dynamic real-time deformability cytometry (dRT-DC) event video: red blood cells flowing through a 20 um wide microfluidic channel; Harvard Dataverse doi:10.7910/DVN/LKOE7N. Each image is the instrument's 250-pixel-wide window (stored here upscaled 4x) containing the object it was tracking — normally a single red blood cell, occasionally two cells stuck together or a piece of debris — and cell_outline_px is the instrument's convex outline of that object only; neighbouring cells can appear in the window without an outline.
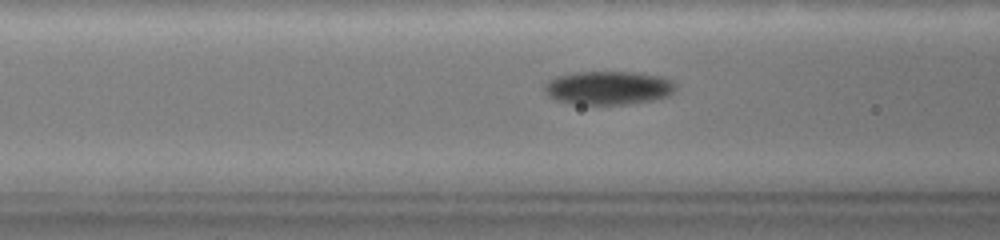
{"species": "common noctule bat (a hibernating species)", "species_latin": "Nyctalus noctula", "temperature_condition": "warm", "stored_images_in_passage": 53, "camera_frame_rate_fps": 3000, "um_per_image_px": 0.085, "animal": {"sex": "female", "body_mass_g": 19.0, "forearm_length_mm": 51.5}, "frame": {"image": 1, "passage_image": 9, "time_ms": 2.667, "image_size_px": [1000, 240], "cell_outline_px": [[676, 88], [668, 96], [652, 100], [624, 104], [576, 104], [556, 100], [548, 96], [544, 92], [544, 84], [548, 80], [556, 76], [572, 72], [640, 72], [660, 76], [672, 80], [676, 84]], "centroid_in_image_um": [51.69, 7.45], "position_along_channel_um": 114.9, "area_um2": 25.84}}
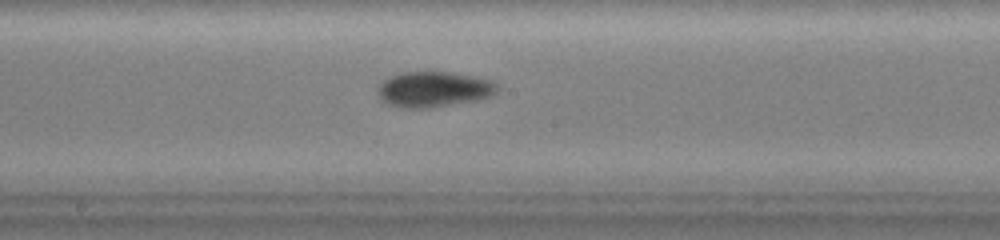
{"frame": {"image": 2, "passage_image": 20, "time_ms": 6.333, "image_size_px": [1000, 240], "cell_outline_px": [[500, 88], [492, 96], [476, 100], [432, 108], [400, 108], [388, 104], [376, 92], [376, 88], [384, 80], [400, 72], [452, 72], [492, 80]], "centroid_in_image_um": [36.87, 7.6], "position_along_channel_um": 211.3, "area_um2": 24.85}}
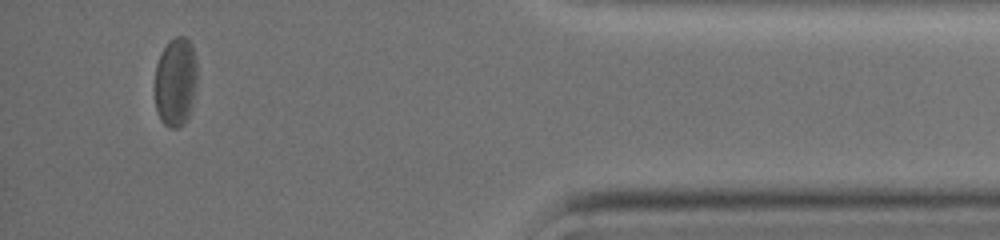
{"frame": {"image": 3, "passage_image": 48, "time_ms": 15.667, "image_size_px": [1000, 240], "cell_outline_px": [[196, 88], [188, 120], [184, 124], [176, 128], [168, 128], [160, 120], [156, 112], [152, 88], [156, 64], [168, 40], [176, 36], [184, 36], [192, 44], [196, 56]], "centroid_in_image_um": [14.89, 6.99], "position_along_channel_um": 420.3, "area_um2": 22.89}, "authors_computed_cell_mechanics": {"area_um2": 24.0448, "velocity_mm_per_s": 2.6371, "shape_relaxation_time_tau1_ms": 10.8914, "shape_relaxation_time_tau2_ms": 1.8355, "deformation_change_tau1": 0.1505, "deformation_change_tau2": 0.035}}